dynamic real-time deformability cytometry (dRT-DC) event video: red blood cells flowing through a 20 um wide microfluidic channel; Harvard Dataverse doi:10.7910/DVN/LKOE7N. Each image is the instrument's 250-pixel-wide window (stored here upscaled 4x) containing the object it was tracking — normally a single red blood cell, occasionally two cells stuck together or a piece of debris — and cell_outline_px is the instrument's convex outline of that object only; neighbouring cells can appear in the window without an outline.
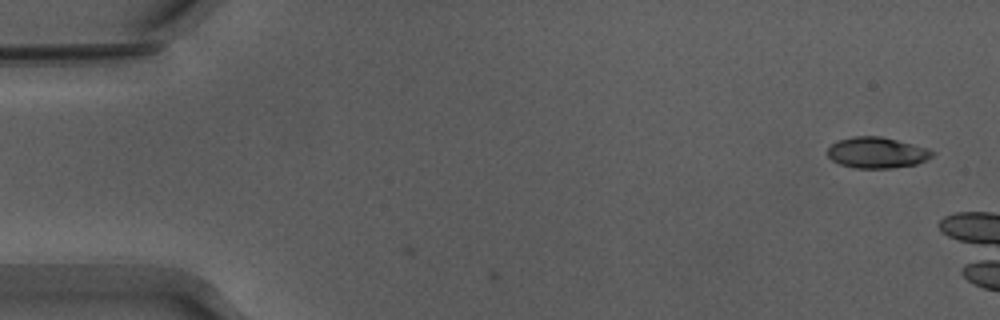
{"species": "Egyptian fruit bat (a non-hibernating species)", "species_latin": "Rousettus aegyptiacus", "temperature_condition": "warm", "stored_images_in_passage": 2, "camera_frame_rate_fps": 3000, "um_per_image_px": 0.085, "animal": {"sex": "male"}, "frame": {"image": 1, "passage_image": 2, "time_ms": 0.333, "image_size_px": [1000, 320], "cell_outline_px": [[936, 152], [932, 156], [916, 164], [888, 168], [856, 168], [840, 164], [832, 160], [828, 156], [828, 148], [832, 144], [840, 140], [852, 136], [880, 136], [928, 148]], "centroid_in_image_um": [74.53, 12.97], "position_along_channel_um": 10.5, "area_um2": 18.67}}